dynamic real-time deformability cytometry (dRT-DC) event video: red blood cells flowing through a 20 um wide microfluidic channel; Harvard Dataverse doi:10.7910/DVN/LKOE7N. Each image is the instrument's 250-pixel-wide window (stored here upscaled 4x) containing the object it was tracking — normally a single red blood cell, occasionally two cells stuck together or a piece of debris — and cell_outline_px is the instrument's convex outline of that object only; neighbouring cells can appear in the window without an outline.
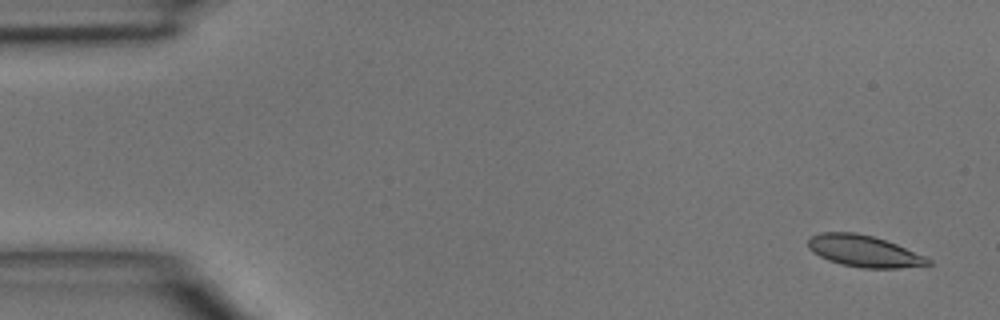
{"species": "common noctule bat (a hibernating species)", "species_latin": "Nyctalus noctula", "temperature_condition": "room temperature", "stored_images_in_passage": 4, "camera_frame_rate_fps": 3000, "um_per_image_px": 0.085, "animal": {"sex": "male", "body_mass_g": 15.6}, "frame": {"image": 1, "passage_image": 1, "time_ms": 0.0, "image_size_px": [1000, 320], "cell_outline_px": [[932, 264], [896, 268], [860, 268], [840, 264], [828, 260], [820, 256], [808, 248], [808, 240], [812, 236], [820, 232], [856, 232], [872, 236], [896, 244], [924, 256], [932, 260]], "centroid_in_image_um": [73.41, 21.34], "position_along_channel_um": 11.6, "area_um2": 21.91}}
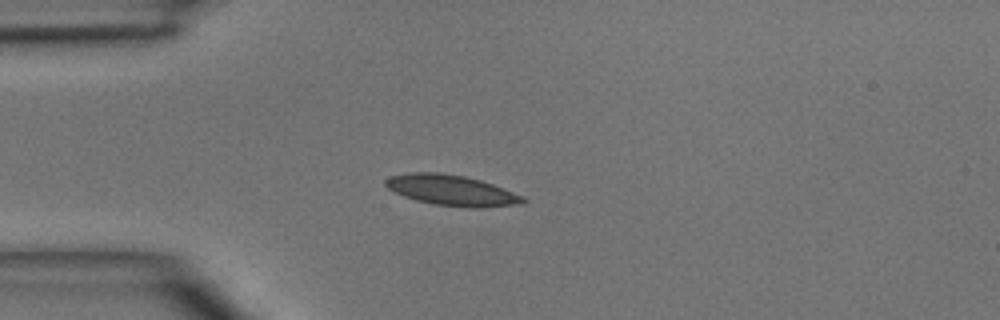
{"frame": {"image": 2, "passage_image": 4, "time_ms": 3.333, "image_size_px": [1000, 320], "cell_outline_px": [[528, 200], [524, 204], [480, 208], [472, 208], [432, 204], [416, 200], [404, 196], [388, 188], [384, 184], [384, 180], [388, 176], [408, 172], [436, 172], [464, 176], [480, 180], [492, 184], [524, 196]], "centroid_in_image_um": [38.4, 16.18], "position_along_channel_um": 46.6, "area_um2": 24.68}}